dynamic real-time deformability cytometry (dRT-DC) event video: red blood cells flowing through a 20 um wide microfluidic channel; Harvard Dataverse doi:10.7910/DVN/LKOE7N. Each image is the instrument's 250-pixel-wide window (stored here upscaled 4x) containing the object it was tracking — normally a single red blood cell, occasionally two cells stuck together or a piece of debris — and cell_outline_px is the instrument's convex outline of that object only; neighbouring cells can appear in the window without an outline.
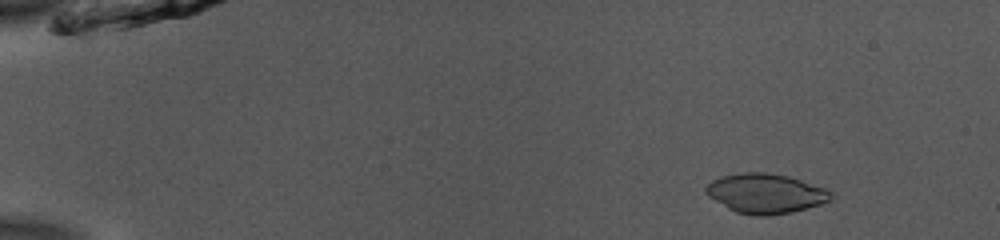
{"species": "common noctule bat (a hibernating species)", "species_latin": "Nyctalus noctula", "temperature_condition": "room temperature", "stored_images_in_passage": 52, "camera_frame_rate_fps": 3000, "um_per_image_px": 0.085, "animal": {"sex": "male", "body_mass_g": 13.0, "forearm_length_mm": 53.1}, "frame": {"image": 1, "passage_image": 7, "time_ms": 2.0, "image_size_px": [1000, 240], "cell_outline_px": [[836, 196], [832, 200], [808, 208], [792, 212], [768, 216], [756, 216], [736, 212], [728, 208], [708, 196], [704, 192], [704, 188], [712, 180], [724, 176], [740, 172], [768, 172], [788, 176], [836, 192]], "centroid_in_image_um": [65.11, 16.45], "position_along_channel_um": 19.9, "area_um2": 29.13}}